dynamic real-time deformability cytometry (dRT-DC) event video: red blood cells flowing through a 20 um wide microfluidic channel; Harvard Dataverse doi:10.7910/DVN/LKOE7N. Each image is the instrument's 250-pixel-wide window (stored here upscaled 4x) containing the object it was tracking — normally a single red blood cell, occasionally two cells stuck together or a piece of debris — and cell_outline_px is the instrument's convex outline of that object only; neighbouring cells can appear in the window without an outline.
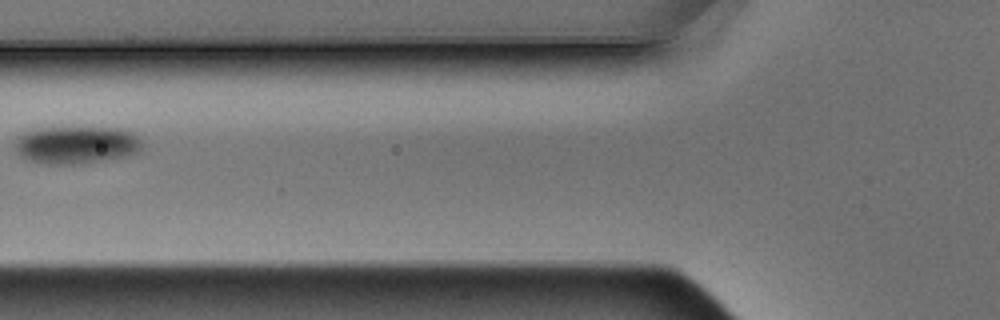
{"species": "Egyptian fruit bat (a non-hibernating species)", "species_latin": "Rousettus aegyptiacus", "temperature_condition": "warm", "stored_images_in_passage": 5, "camera_frame_rate_fps": 3000, "um_per_image_px": 0.085, "animal": {"sex": "male"}, "frame": {"image": 1, "passage_image": 3, "time_ms": 0.667, "image_size_px": [1000, 320], "cell_outline_px": [[140, 152], [128, 156], [104, 160], [76, 164], [48, 164], [28, 160], [20, 156], [16, 148], [16, 136], [32, 128], [124, 128], [132, 132], [140, 140]], "centroid_in_image_um": [6.47, 12.31], "position_along_channel_um": 119.3, "area_um2": 27.92}}
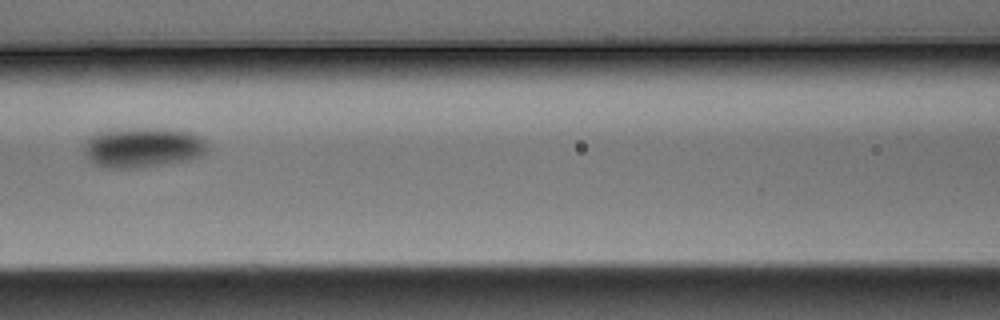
{"frame": {"image": 2, "passage_image": 4, "time_ms": 1.0, "image_size_px": [1000, 320], "cell_outline_px": [[208, 148], [200, 156], [184, 160], [136, 168], [108, 168], [96, 164], [88, 160], [84, 156], [84, 148], [88, 136], [96, 132], [136, 128], [168, 128], [192, 132], [200, 136], [204, 140]], "centroid_in_image_um": [12.1, 12.52], "position_along_channel_um": 154.5, "area_um2": 28.78}}
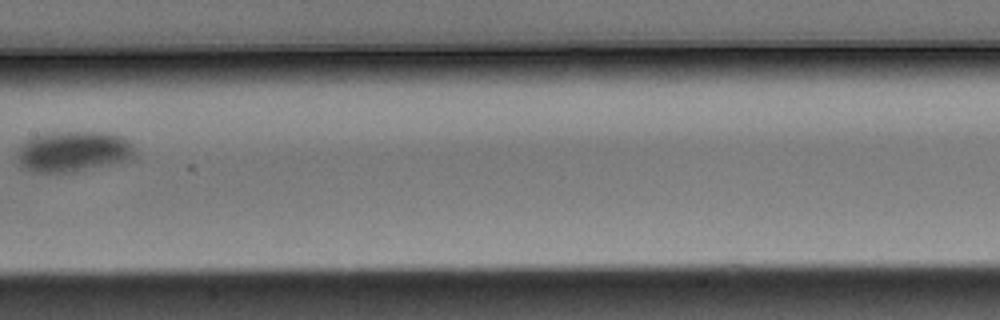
{"frame": {"image": 3, "passage_image": 5, "time_ms": 1.333, "image_size_px": [1000, 320], "cell_outline_px": [[136, 156], [132, 160], [72, 172], [32, 172], [20, 168], [16, 156], [16, 148], [24, 140], [32, 136], [52, 132], [104, 132], [120, 136], [128, 140], [132, 144], [136, 152]], "centroid_in_image_um": [6.18, 12.88], "position_along_channel_um": 201.2, "area_um2": 28.55}}